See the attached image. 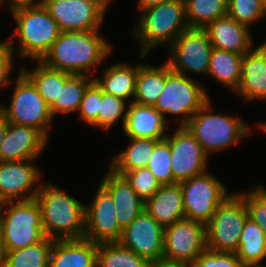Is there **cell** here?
Masks as SVG:
<instances>
[{
  "label": "cell",
  "instance_id": "obj_1",
  "mask_svg": "<svg viewBox=\"0 0 266 267\" xmlns=\"http://www.w3.org/2000/svg\"><path fill=\"white\" fill-rule=\"evenodd\" d=\"M99 32L100 29L61 31L41 62L52 69L94 78L90 70L98 67L112 53L111 44Z\"/></svg>",
  "mask_w": 266,
  "mask_h": 267
},
{
  "label": "cell",
  "instance_id": "obj_2",
  "mask_svg": "<svg viewBox=\"0 0 266 267\" xmlns=\"http://www.w3.org/2000/svg\"><path fill=\"white\" fill-rule=\"evenodd\" d=\"M39 184L35 200L41 210L45 235L54 240L84 238L85 204L56 185Z\"/></svg>",
  "mask_w": 266,
  "mask_h": 267
},
{
  "label": "cell",
  "instance_id": "obj_3",
  "mask_svg": "<svg viewBox=\"0 0 266 267\" xmlns=\"http://www.w3.org/2000/svg\"><path fill=\"white\" fill-rule=\"evenodd\" d=\"M138 22V23H137ZM134 32L139 41L140 58H144L159 45L170 46L189 25L184 0H169L141 10Z\"/></svg>",
  "mask_w": 266,
  "mask_h": 267
},
{
  "label": "cell",
  "instance_id": "obj_4",
  "mask_svg": "<svg viewBox=\"0 0 266 267\" xmlns=\"http://www.w3.org/2000/svg\"><path fill=\"white\" fill-rule=\"evenodd\" d=\"M11 14L16 23L12 38H8L13 52L15 53L13 42L18 38V56L22 59L30 58L29 60L35 62L41 61L61 32L57 22L43 4L20 9Z\"/></svg>",
  "mask_w": 266,
  "mask_h": 267
},
{
  "label": "cell",
  "instance_id": "obj_5",
  "mask_svg": "<svg viewBox=\"0 0 266 267\" xmlns=\"http://www.w3.org/2000/svg\"><path fill=\"white\" fill-rule=\"evenodd\" d=\"M210 102L199 109L185 125L208 156L235 146L252 133L244 120L231 114L213 113Z\"/></svg>",
  "mask_w": 266,
  "mask_h": 267
},
{
  "label": "cell",
  "instance_id": "obj_6",
  "mask_svg": "<svg viewBox=\"0 0 266 267\" xmlns=\"http://www.w3.org/2000/svg\"><path fill=\"white\" fill-rule=\"evenodd\" d=\"M0 233L4 253L43 241L47 236L35 198L1 202Z\"/></svg>",
  "mask_w": 266,
  "mask_h": 267
},
{
  "label": "cell",
  "instance_id": "obj_7",
  "mask_svg": "<svg viewBox=\"0 0 266 267\" xmlns=\"http://www.w3.org/2000/svg\"><path fill=\"white\" fill-rule=\"evenodd\" d=\"M210 97L206 88L190 76L171 70L166 62V81L154 108L164 116H178L179 127L185 126L190 118L201 109Z\"/></svg>",
  "mask_w": 266,
  "mask_h": 267
},
{
  "label": "cell",
  "instance_id": "obj_8",
  "mask_svg": "<svg viewBox=\"0 0 266 267\" xmlns=\"http://www.w3.org/2000/svg\"><path fill=\"white\" fill-rule=\"evenodd\" d=\"M0 112L9 123L34 127L49 139L54 120L50 107L21 71L15 81L11 103L9 106L0 104Z\"/></svg>",
  "mask_w": 266,
  "mask_h": 267
},
{
  "label": "cell",
  "instance_id": "obj_9",
  "mask_svg": "<svg viewBox=\"0 0 266 267\" xmlns=\"http://www.w3.org/2000/svg\"><path fill=\"white\" fill-rule=\"evenodd\" d=\"M248 217L244 201L237 193L232 192L206 224L207 248L219 252L235 253Z\"/></svg>",
  "mask_w": 266,
  "mask_h": 267
},
{
  "label": "cell",
  "instance_id": "obj_10",
  "mask_svg": "<svg viewBox=\"0 0 266 267\" xmlns=\"http://www.w3.org/2000/svg\"><path fill=\"white\" fill-rule=\"evenodd\" d=\"M185 218L209 222L216 209L232 194L225 184L210 172L180 182Z\"/></svg>",
  "mask_w": 266,
  "mask_h": 267
},
{
  "label": "cell",
  "instance_id": "obj_11",
  "mask_svg": "<svg viewBox=\"0 0 266 267\" xmlns=\"http://www.w3.org/2000/svg\"><path fill=\"white\" fill-rule=\"evenodd\" d=\"M171 70L184 74L207 75L213 46L204 28H187L168 47Z\"/></svg>",
  "mask_w": 266,
  "mask_h": 267
},
{
  "label": "cell",
  "instance_id": "obj_12",
  "mask_svg": "<svg viewBox=\"0 0 266 267\" xmlns=\"http://www.w3.org/2000/svg\"><path fill=\"white\" fill-rule=\"evenodd\" d=\"M206 248L204 223L183 218L164 228L163 260L192 264Z\"/></svg>",
  "mask_w": 266,
  "mask_h": 267
},
{
  "label": "cell",
  "instance_id": "obj_13",
  "mask_svg": "<svg viewBox=\"0 0 266 267\" xmlns=\"http://www.w3.org/2000/svg\"><path fill=\"white\" fill-rule=\"evenodd\" d=\"M166 139L169 141L174 183H180L208 171L209 156L185 126H178L172 135H166Z\"/></svg>",
  "mask_w": 266,
  "mask_h": 267
},
{
  "label": "cell",
  "instance_id": "obj_14",
  "mask_svg": "<svg viewBox=\"0 0 266 267\" xmlns=\"http://www.w3.org/2000/svg\"><path fill=\"white\" fill-rule=\"evenodd\" d=\"M123 230L116 216L110 194L99 184L89 205H85L84 238L94 243L119 242Z\"/></svg>",
  "mask_w": 266,
  "mask_h": 267
},
{
  "label": "cell",
  "instance_id": "obj_15",
  "mask_svg": "<svg viewBox=\"0 0 266 267\" xmlns=\"http://www.w3.org/2000/svg\"><path fill=\"white\" fill-rule=\"evenodd\" d=\"M164 228L146 211L122 232L120 243L152 265L163 259Z\"/></svg>",
  "mask_w": 266,
  "mask_h": 267
},
{
  "label": "cell",
  "instance_id": "obj_16",
  "mask_svg": "<svg viewBox=\"0 0 266 267\" xmlns=\"http://www.w3.org/2000/svg\"><path fill=\"white\" fill-rule=\"evenodd\" d=\"M33 161H0V203L35 198L42 174Z\"/></svg>",
  "mask_w": 266,
  "mask_h": 267
},
{
  "label": "cell",
  "instance_id": "obj_17",
  "mask_svg": "<svg viewBox=\"0 0 266 267\" xmlns=\"http://www.w3.org/2000/svg\"><path fill=\"white\" fill-rule=\"evenodd\" d=\"M43 5L62 32L101 29L106 15L96 4L86 0H43Z\"/></svg>",
  "mask_w": 266,
  "mask_h": 267
},
{
  "label": "cell",
  "instance_id": "obj_18",
  "mask_svg": "<svg viewBox=\"0 0 266 267\" xmlns=\"http://www.w3.org/2000/svg\"><path fill=\"white\" fill-rule=\"evenodd\" d=\"M48 140L34 127L8 123L4 140L0 145V161L37 159L46 148Z\"/></svg>",
  "mask_w": 266,
  "mask_h": 267
},
{
  "label": "cell",
  "instance_id": "obj_19",
  "mask_svg": "<svg viewBox=\"0 0 266 267\" xmlns=\"http://www.w3.org/2000/svg\"><path fill=\"white\" fill-rule=\"evenodd\" d=\"M100 185L110 194L115 207V216L124 230L139 214L145 210L143 201L123 175L108 168Z\"/></svg>",
  "mask_w": 266,
  "mask_h": 267
},
{
  "label": "cell",
  "instance_id": "obj_20",
  "mask_svg": "<svg viewBox=\"0 0 266 267\" xmlns=\"http://www.w3.org/2000/svg\"><path fill=\"white\" fill-rule=\"evenodd\" d=\"M235 93L244 102L266 100V40L243 55L241 82Z\"/></svg>",
  "mask_w": 266,
  "mask_h": 267
},
{
  "label": "cell",
  "instance_id": "obj_21",
  "mask_svg": "<svg viewBox=\"0 0 266 267\" xmlns=\"http://www.w3.org/2000/svg\"><path fill=\"white\" fill-rule=\"evenodd\" d=\"M204 29L214 48L245 54L253 47L251 30L228 15L217 18Z\"/></svg>",
  "mask_w": 266,
  "mask_h": 267
},
{
  "label": "cell",
  "instance_id": "obj_22",
  "mask_svg": "<svg viewBox=\"0 0 266 267\" xmlns=\"http://www.w3.org/2000/svg\"><path fill=\"white\" fill-rule=\"evenodd\" d=\"M98 244L88 239H57L49 256V267H97Z\"/></svg>",
  "mask_w": 266,
  "mask_h": 267
},
{
  "label": "cell",
  "instance_id": "obj_23",
  "mask_svg": "<svg viewBox=\"0 0 266 267\" xmlns=\"http://www.w3.org/2000/svg\"><path fill=\"white\" fill-rule=\"evenodd\" d=\"M164 116L154 106L128 104V112L123 125L127 137L163 140L168 129Z\"/></svg>",
  "mask_w": 266,
  "mask_h": 267
},
{
  "label": "cell",
  "instance_id": "obj_24",
  "mask_svg": "<svg viewBox=\"0 0 266 267\" xmlns=\"http://www.w3.org/2000/svg\"><path fill=\"white\" fill-rule=\"evenodd\" d=\"M145 210L163 227L185 218L180 183L161 185L145 202Z\"/></svg>",
  "mask_w": 266,
  "mask_h": 267
},
{
  "label": "cell",
  "instance_id": "obj_25",
  "mask_svg": "<svg viewBox=\"0 0 266 267\" xmlns=\"http://www.w3.org/2000/svg\"><path fill=\"white\" fill-rule=\"evenodd\" d=\"M139 71V64L115 63L106 66L103 76L94 80L101 87L104 93L112 94L128 102V99L135 96L136 79Z\"/></svg>",
  "mask_w": 266,
  "mask_h": 267
},
{
  "label": "cell",
  "instance_id": "obj_26",
  "mask_svg": "<svg viewBox=\"0 0 266 267\" xmlns=\"http://www.w3.org/2000/svg\"><path fill=\"white\" fill-rule=\"evenodd\" d=\"M243 55L213 47L207 72L208 77H213L220 85H223L222 87L236 92L241 82Z\"/></svg>",
  "mask_w": 266,
  "mask_h": 267
},
{
  "label": "cell",
  "instance_id": "obj_27",
  "mask_svg": "<svg viewBox=\"0 0 266 267\" xmlns=\"http://www.w3.org/2000/svg\"><path fill=\"white\" fill-rule=\"evenodd\" d=\"M165 81L166 62L157 67L139 63L135 96L130 102L139 105L154 106L164 89Z\"/></svg>",
  "mask_w": 266,
  "mask_h": 267
},
{
  "label": "cell",
  "instance_id": "obj_28",
  "mask_svg": "<svg viewBox=\"0 0 266 267\" xmlns=\"http://www.w3.org/2000/svg\"><path fill=\"white\" fill-rule=\"evenodd\" d=\"M130 143L111 160L113 171H132L137 168L147 167L154 151L155 145L160 141L150 138L127 137Z\"/></svg>",
  "mask_w": 266,
  "mask_h": 267
},
{
  "label": "cell",
  "instance_id": "obj_29",
  "mask_svg": "<svg viewBox=\"0 0 266 267\" xmlns=\"http://www.w3.org/2000/svg\"><path fill=\"white\" fill-rule=\"evenodd\" d=\"M33 70L20 68L21 72L33 83L43 100L50 106L58 101L60 85L72 75L70 73L47 67L43 62L37 61Z\"/></svg>",
  "mask_w": 266,
  "mask_h": 267
},
{
  "label": "cell",
  "instance_id": "obj_30",
  "mask_svg": "<svg viewBox=\"0 0 266 267\" xmlns=\"http://www.w3.org/2000/svg\"><path fill=\"white\" fill-rule=\"evenodd\" d=\"M244 265H260L266 259V235L249 217L241 232L238 250L235 252Z\"/></svg>",
  "mask_w": 266,
  "mask_h": 267
},
{
  "label": "cell",
  "instance_id": "obj_31",
  "mask_svg": "<svg viewBox=\"0 0 266 267\" xmlns=\"http://www.w3.org/2000/svg\"><path fill=\"white\" fill-rule=\"evenodd\" d=\"M94 80L87 75H71L64 85H60L58 101H54L49 107L53 118L57 114H72L78 112L80 103L87 86Z\"/></svg>",
  "mask_w": 266,
  "mask_h": 267
},
{
  "label": "cell",
  "instance_id": "obj_32",
  "mask_svg": "<svg viewBox=\"0 0 266 267\" xmlns=\"http://www.w3.org/2000/svg\"><path fill=\"white\" fill-rule=\"evenodd\" d=\"M97 267H152V264L120 242H107L98 244Z\"/></svg>",
  "mask_w": 266,
  "mask_h": 267
},
{
  "label": "cell",
  "instance_id": "obj_33",
  "mask_svg": "<svg viewBox=\"0 0 266 267\" xmlns=\"http://www.w3.org/2000/svg\"><path fill=\"white\" fill-rule=\"evenodd\" d=\"M53 241L46 237L34 245L5 252L3 267H49Z\"/></svg>",
  "mask_w": 266,
  "mask_h": 267
},
{
  "label": "cell",
  "instance_id": "obj_34",
  "mask_svg": "<svg viewBox=\"0 0 266 267\" xmlns=\"http://www.w3.org/2000/svg\"><path fill=\"white\" fill-rule=\"evenodd\" d=\"M187 24L205 28L209 23L227 15L228 0H184Z\"/></svg>",
  "mask_w": 266,
  "mask_h": 267
},
{
  "label": "cell",
  "instance_id": "obj_35",
  "mask_svg": "<svg viewBox=\"0 0 266 267\" xmlns=\"http://www.w3.org/2000/svg\"><path fill=\"white\" fill-rule=\"evenodd\" d=\"M227 15L250 28L266 17V0H228Z\"/></svg>",
  "mask_w": 266,
  "mask_h": 267
},
{
  "label": "cell",
  "instance_id": "obj_36",
  "mask_svg": "<svg viewBox=\"0 0 266 267\" xmlns=\"http://www.w3.org/2000/svg\"><path fill=\"white\" fill-rule=\"evenodd\" d=\"M127 101L115 97L112 94L104 93L102 90V102L99 107L98 128L108 131L114 124L122 119V127L128 112Z\"/></svg>",
  "mask_w": 266,
  "mask_h": 267
},
{
  "label": "cell",
  "instance_id": "obj_37",
  "mask_svg": "<svg viewBox=\"0 0 266 267\" xmlns=\"http://www.w3.org/2000/svg\"><path fill=\"white\" fill-rule=\"evenodd\" d=\"M171 152L169 141L165 138L160 140L151 153L148 169L156 177L161 185L174 184L171 168Z\"/></svg>",
  "mask_w": 266,
  "mask_h": 267
},
{
  "label": "cell",
  "instance_id": "obj_38",
  "mask_svg": "<svg viewBox=\"0 0 266 267\" xmlns=\"http://www.w3.org/2000/svg\"><path fill=\"white\" fill-rule=\"evenodd\" d=\"M114 172L123 175L130 183L131 187L136 191L137 195L145 202L161 187L160 182L150 172L148 167L137 168L132 171Z\"/></svg>",
  "mask_w": 266,
  "mask_h": 267
},
{
  "label": "cell",
  "instance_id": "obj_39",
  "mask_svg": "<svg viewBox=\"0 0 266 267\" xmlns=\"http://www.w3.org/2000/svg\"><path fill=\"white\" fill-rule=\"evenodd\" d=\"M244 201L249 218L258 224L266 235V188L262 184L247 192H236Z\"/></svg>",
  "mask_w": 266,
  "mask_h": 267
},
{
  "label": "cell",
  "instance_id": "obj_40",
  "mask_svg": "<svg viewBox=\"0 0 266 267\" xmlns=\"http://www.w3.org/2000/svg\"><path fill=\"white\" fill-rule=\"evenodd\" d=\"M101 102L102 89L96 81L93 80L84 91L80 107L78 109L79 118L88 125L98 128V115Z\"/></svg>",
  "mask_w": 266,
  "mask_h": 267
},
{
  "label": "cell",
  "instance_id": "obj_41",
  "mask_svg": "<svg viewBox=\"0 0 266 267\" xmlns=\"http://www.w3.org/2000/svg\"><path fill=\"white\" fill-rule=\"evenodd\" d=\"M193 267H242L244 264L233 252H219L206 248L192 263Z\"/></svg>",
  "mask_w": 266,
  "mask_h": 267
},
{
  "label": "cell",
  "instance_id": "obj_42",
  "mask_svg": "<svg viewBox=\"0 0 266 267\" xmlns=\"http://www.w3.org/2000/svg\"><path fill=\"white\" fill-rule=\"evenodd\" d=\"M13 54L8 41H0V91L11 82L9 77L14 65Z\"/></svg>",
  "mask_w": 266,
  "mask_h": 267
},
{
  "label": "cell",
  "instance_id": "obj_43",
  "mask_svg": "<svg viewBox=\"0 0 266 267\" xmlns=\"http://www.w3.org/2000/svg\"><path fill=\"white\" fill-rule=\"evenodd\" d=\"M6 1L9 2L8 6L10 7L9 10L11 13L20 9L36 7L43 4V0H0V6L3 5L4 2L6 4Z\"/></svg>",
  "mask_w": 266,
  "mask_h": 267
},
{
  "label": "cell",
  "instance_id": "obj_44",
  "mask_svg": "<svg viewBox=\"0 0 266 267\" xmlns=\"http://www.w3.org/2000/svg\"><path fill=\"white\" fill-rule=\"evenodd\" d=\"M152 267H193V265L187 262H170L162 259L158 263L153 264Z\"/></svg>",
  "mask_w": 266,
  "mask_h": 267
},
{
  "label": "cell",
  "instance_id": "obj_45",
  "mask_svg": "<svg viewBox=\"0 0 266 267\" xmlns=\"http://www.w3.org/2000/svg\"><path fill=\"white\" fill-rule=\"evenodd\" d=\"M166 1H169V0H139L137 2V7H138V10L139 12L143 9H146L148 7H151V6H155V5H159L161 3H164Z\"/></svg>",
  "mask_w": 266,
  "mask_h": 267
},
{
  "label": "cell",
  "instance_id": "obj_46",
  "mask_svg": "<svg viewBox=\"0 0 266 267\" xmlns=\"http://www.w3.org/2000/svg\"><path fill=\"white\" fill-rule=\"evenodd\" d=\"M8 121L5 118V116L0 112V145L2 143V141L4 140L5 137V133L7 131V127H8Z\"/></svg>",
  "mask_w": 266,
  "mask_h": 267
},
{
  "label": "cell",
  "instance_id": "obj_47",
  "mask_svg": "<svg viewBox=\"0 0 266 267\" xmlns=\"http://www.w3.org/2000/svg\"><path fill=\"white\" fill-rule=\"evenodd\" d=\"M89 2H92L93 4H96L104 13L107 12V9L110 6V3L113 0H86Z\"/></svg>",
  "mask_w": 266,
  "mask_h": 267
},
{
  "label": "cell",
  "instance_id": "obj_48",
  "mask_svg": "<svg viewBox=\"0 0 266 267\" xmlns=\"http://www.w3.org/2000/svg\"><path fill=\"white\" fill-rule=\"evenodd\" d=\"M4 250L2 246L1 233H0V267L4 266Z\"/></svg>",
  "mask_w": 266,
  "mask_h": 267
},
{
  "label": "cell",
  "instance_id": "obj_49",
  "mask_svg": "<svg viewBox=\"0 0 266 267\" xmlns=\"http://www.w3.org/2000/svg\"><path fill=\"white\" fill-rule=\"evenodd\" d=\"M256 125H258L259 129L261 131H263L264 133H266V122L262 121V122H258L256 123Z\"/></svg>",
  "mask_w": 266,
  "mask_h": 267
},
{
  "label": "cell",
  "instance_id": "obj_50",
  "mask_svg": "<svg viewBox=\"0 0 266 267\" xmlns=\"http://www.w3.org/2000/svg\"><path fill=\"white\" fill-rule=\"evenodd\" d=\"M242 267H264V265H243Z\"/></svg>",
  "mask_w": 266,
  "mask_h": 267
}]
</instances>
